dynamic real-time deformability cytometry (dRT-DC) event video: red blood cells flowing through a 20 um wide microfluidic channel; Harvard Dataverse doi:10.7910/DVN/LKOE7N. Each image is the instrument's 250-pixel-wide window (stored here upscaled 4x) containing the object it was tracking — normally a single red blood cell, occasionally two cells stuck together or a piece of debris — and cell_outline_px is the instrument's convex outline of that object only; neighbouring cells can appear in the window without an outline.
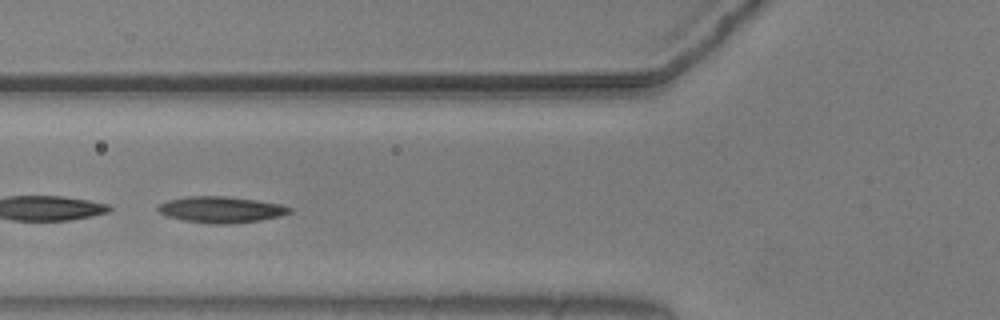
{"species": "common noctule bat (a hibernating species)", "species_latin": "Nyctalus noctula", "temperature_condition": "warm", "stored_images_in_passage": 29, "camera_frame_rate_fps": 3000, "um_per_image_px": 0.085, "animal": {"sex": "male", "body_mass_g": 20.5, "forearm_length_mm": 52.5}, "frame": {"image": 1, "passage_image": 9, "time_ms": 2.667, "image_size_px": [1000, 320], "cell_outline_px": [[292, 212], [280, 216], [260, 220], [228, 224], [208, 224], [184, 220], [168, 216], [160, 212], [156, 208], [160, 204], [168, 200], [188, 196], [224, 196], [256, 200], [280, 204], [292, 208]], "centroid_in_image_um": [18.8, 17.82], "position_along_channel_um": 107.0, "area_um2": 20.0}}